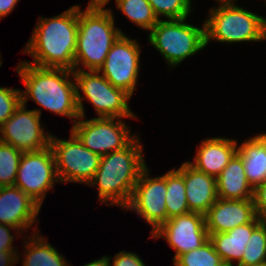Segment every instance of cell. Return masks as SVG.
I'll use <instances>...</instances> for the list:
<instances>
[{
  "instance_id": "6da1fadb",
  "label": "cell",
  "mask_w": 266,
  "mask_h": 266,
  "mask_svg": "<svg viewBox=\"0 0 266 266\" xmlns=\"http://www.w3.org/2000/svg\"><path fill=\"white\" fill-rule=\"evenodd\" d=\"M15 71L25 86L21 89V103L34 101L39 107L33 109L42 116V109L64 116L74 124L80 117L77 104L76 83L73 71L64 68H44L18 62Z\"/></svg>"
},
{
  "instance_id": "7a4b0ae2",
  "label": "cell",
  "mask_w": 266,
  "mask_h": 266,
  "mask_svg": "<svg viewBox=\"0 0 266 266\" xmlns=\"http://www.w3.org/2000/svg\"><path fill=\"white\" fill-rule=\"evenodd\" d=\"M78 6L53 17H39L24 45L23 53L33 61L25 62L44 68L74 69L78 34Z\"/></svg>"
},
{
  "instance_id": "3957f363",
  "label": "cell",
  "mask_w": 266,
  "mask_h": 266,
  "mask_svg": "<svg viewBox=\"0 0 266 266\" xmlns=\"http://www.w3.org/2000/svg\"><path fill=\"white\" fill-rule=\"evenodd\" d=\"M140 136L119 151L102 155L100 165L88 183L97 190L101 205L117 206L122 210L128 205L140 174L147 167Z\"/></svg>"
},
{
  "instance_id": "277c9868",
  "label": "cell",
  "mask_w": 266,
  "mask_h": 266,
  "mask_svg": "<svg viewBox=\"0 0 266 266\" xmlns=\"http://www.w3.org/2000/svg\"><path fill=\"white\" fill-rule=\"evenodd\" d=\"M112 8L78 6V34L73 70H96L103 65L116 40L125 34L116 27Z\"/></svg>"
},
{
  "instance_id": "5b68a950",
  "label": "cell",
  "mask_w": 266,
  "mask_h": 266,
  "mask_svg": "<svg viewBox=\"0 0 266 266\" xmlns=\"http://www.w3.org/2000/svg\"><path fill=\"white\" fill-rule=\"evenodd\" d=\"M205 16L206 47L217 43L266 41V17L239 6L236 0H214Z\"/></svg>"
},
{
  "instance_id": "8992f818",
  "label": "cell",
  "mask_w": 266,
  "mask_h": 266,
  "mask_svg": "<svg viewBox=\"0 0 266 266\" xmlns=\"http://www.w3.org/2000/svg\"><path fill=\"white\" fill-rule=\"evenodd\" d=\"M187 18L159 20L147 34L148 43L160 53L170 70L206 48L205 22L197 27L187 23Z\"/></svg>"
},
{
  "instance_id": "52a82bcc",
  "label": "cell",
  "mask_w": 266,
  "mask_h": 266,
  "mask_svg": "<svg viewBox=\"0 0 266 266\" xmlns=\"http://www.w3.org/2000/svg\"><path fill=\"white\" fill-rule=\"evenodd\" d=\"M80 116L86 118L84 100L91 103L96 117L138 119L129 107L131 96L114 87L96 70H73Z\"/></svg>"
},
{
  "instance_id": "ba28073f",
  "label": "cell",
  "mask_w": 266,
  "mask_h": 266,
  "mask_svg": "<svg viewBox=\"0 0 266 266\" xmlns=\"http://www.w3.org/2000/svg\"><path fill=\"white\" fill-rule=\"evenodd\" d=\"M125 119L128 118L86 119L80 116L70 131L91 152L102 156L124 149L138 136L131 132V126H128Z\"/></svg>"
},
{
  "instance_id": "9c48e42d",
  "label": "cell",
  "mask_w": 266,
  "mask_h": 266,
  "mask_svg": "<svg viewBox=\"0 0 266 266\" xmlns=\"http://www.w3.org/2000/svg\"><path fill=\"white\" fill-rule=\"evenodd\" d=\"M49 146L60 183L87 186L100 165L101 155L91 152L71 131L69 139H60L52 133Z\"/></svg>"
},
{
  "instance_id": "30bf717a",
  "label": "cell",
  "mask_w": 266,
  "mask_h": 266,
  "mask_svg": "<svg viewBox=\"0 0 266 266\" xmlns=\"http://www.w3.org/2000/svg\"><path fill=\"white\" fill-rule=\"evenodd\" d=\"M60 183L50 146L40 151L23 152L14 186L21 189L40 207L47 193Z\"/></svg>"
},
{
  "instance_id": "8fae6325",
  "label": "cell",
  "mask_w": 266,
  "mask_h": 266,
  "mask_svg": "<svg viewBox=\"0 0 266 266\" xmlns=\"http://www.w3.org/2000/svg\"><path fill=\"white\" fill-rule=\"evenodd\" d=\"M137 38L122 34L112 45L99 72L114 87L127 92L131 97L135 93L141 67L142 48Z\"/></svg>"
},
{
  "instance_id": "7c38bea8",
  "label": "cell",
  "mask_w": 266,
  "mask_h": 266,
  "mask_svg": "<svg viewBox=\"0 0 266 266\" xmlns=\"http://www.w3.org/2000/svg\"><path fill=\"white\" fill-rule=\"evenodd\" d=\"M20 103L13 115L0 127V141L22 152L40 151L50 145L51 131H46L41 116ZM44 126V127H43Z\"/></svg>"
},
{
  "instance_id": "4fadbf2b",
  "label": "cell",
  "mask_w": 266,
  "mask_h": 266,
  "mask_svg": "<svg viewBox=\"0 0 266 266\" xmlns=\"http://www.w3.org/2000/svg\"><path fill=\"white\" fill-rule=\"evenodd\" d=\"M166 192V172L161 176L152 177L147 166L140 174L132 197L123 210L135 211L140 219H144L151 226L152 234L167 221Z\"/></svg>"
},
{
  "instance_id": "5bb4252c",
  "label": "cell",
  "mask_w": 266,
  "mask_h": 266,
  "mask_svg": "<svg viewBox=\"0 0 266 266\" xmlns=\"http://www.w3.org/2000/svg\"><path fill=\"white\" fill-rule=\"evenodd\" d=\"M164 238L168 245L175 250L172 261L178 256L199 248L208 239L205 225V215L189 212L175 216L160 225L148 239Z\"/></svg>"
},
{
  "instance_id": "9a60e30c",
  "label": "cell",
  "mask_w": 266,
  "mask_h": 266,
  "mask_svg": "<svg viewBox=\"0 0 266 266\" xmlns=\"http://www.w3.org/2000/svg\"><path fill=\"white\" fill-rule=\"evenodd\" d=\"M40 210L41 207L18 187H0V224L15 227L24 235L31 229L32 233L41 231L37 225L33 226L40 222Z\"/></svg>"
},
{
  "instance_id": "2e32d148",
  "label": "cell",
  "mask_w": 266,
  "mask_h": 266,
  "mask_svg": "<svg viewBox=\"0 0 266 266\" xmlns=\"http://www.w3.org/2000/svg\"><path fill=\"white\" fill-rule=\"evenodd\" d=\"M256 217L253 199L218 198L205 214V225L208 235H211L251 223Z\"/></svg>"
},
{
  "instance_id": "e0dca14e",
  "label": "cell",
  "mask_w": 266,
  "mask_h": 266,
  "mask_svg": "<svg viewBox=\"0 0 266 266\" xmlns=\"http://www.w3.org/2000/svg\"><path fill=\"white\" fill-rule=\"evenodd\" d=\"M237 140L227 137H206L201 140L193 157V161L187 160L198 171L215 178L223 171L237 153Z\"/></svg>"
},
{
  "instance_id": "ac0fdd59",
  "label": "cell",
  "mask_w": 266,
  "mask_h": 266,
  "mask_svg": "<svg viewBox=\"0 0 266 266\" xmlns=\"http://www.w3.org/2000/svg\"><path fill=\"white\" fill-rule=\"evenodd\" d=\"M177 170L184 176L189 211L205 215L218 199L216 178L198 171L187 160Z\"/></svg>"
},
{
  "instance_id": "d6986e66",
  "label": "cell",
  "mask_w": 266,
  "mask_h": 266,
  "mask_svg": "<svg viewBox=\"0 0 266 266\" xmlns=\"http://www.w3.org/2000/svg\"><path fill=\"white\" fill-rule=\"evenodd\" d=\"M262 221L256 217L251 223L237 226L227 232L209 235V240L215 251L220 255L222 262L235 266L242 260L253 230Z\"/></svg>"
},
{
  "instance_id": "ffe728a7",
  "label": "cell",
  "mask_w": 266,
  "mask_h": 266,
  "mask_svg": "<svg viewBox=\"0 0 266 266\" xmlns=\"http://www.w3.org/2000/svg\"><path fill=\"white\" fill-rule=\"evenodd\" d=\"M237 154L241 157L248 183L254 189L266 182V132L237 141Z\"/></svg>"
},
{
  "instance_id": "44dd1931",
  "label": "cell",
  "mask_w": 266,
  "mask_h": 266,
  "mask_svg": "<svg viewBox=\"0 0 266 266\" xmlns=\"http://www.w3.org/2000/svg\"><path fill=\"white\" fill-rule=\"evenodd\" d=\"M217 195L220 199H253V188L248 183L241 157L236 153L216 177Z\"/></svg>"
},
{
  "instance_id": "7402d4cb",
  "label": "cell",
  "mask_w": 266,
  "mask_h": 266,
  "mask_svg": "<svg viewBox=\"0 0 266 266\" xmlns=\"http://www.w3.org/2000/svg\"><path fill=\"white\" fill-rule=\"evenodd\" d=\"M39 232L25 235L22 243V253H18V262L21 266H69V261L55 249L48 240ZM47 240V241H46ZM22 254V255H21ZM21 257V258H20Z\"/></svg>"
},
{
  "instance_id": "603a6c76",
  "label": "cell",
  "mask_w": 266,
  "mask_h": 266,
  "mask_svg": "<svg viewBox=\"0 0 266 266\" xmlns=\"http://www.w3.org/2000/svg\"><path fill=\"white\" fill-rule=\"evenodd\" d=\"M166 188L165 204L167 220L189 213L184 176L176 167L166 172Z\"/></svg>"
},
{
  "instance_id": "cb8c5ba5",
  "label": "cell",
  "mask_w": 266,
  "mask_h": 266,
  "mask_svg": "<svg viewBox=\"0 0 266 266\" xmlns=\"http://www.w3.org/2000/svg\"><path fill=\"white\" fill-rule=\"evenodd\" d=\"M116 7L131 23L150 31L159 21L148 0H115Z\"/></svg>"
},
{
  "instance_id": "d4e9b609",
  "label": "cell",
  "mask_w": 266,
  "mask_h": 266,
  "mask_svg": "<svg viewBox=\"0 0 266 266\" xmlns=\"http://www.w3.org/2000/svg\"><path fill=\"white\" fill-rule=\"evenodd\" d=\"M266 263V221H262L252 232L242 260L235 266H255Z\"/></svg>"
},
{
  "instance_id": "484cf974",
  "label": "cell",
  "mask_w": 266,
  "mask_h": 266,
  "mask_svg": "<svg viewBox=\"0 0 266 266\" xmlns=\"http://www.w3.org/2000/svg\"><path fill=\"white\" fill-rule=\"evenodd\" d=\"M221 263L220 255L208 239L199 248L178 256L173 261V266H218Z\"/></svg>"
},
{
  "instance_id": "4316f807",
  "label": "cell",
  "mask_w": 266,
  "mask_h": 266,
  "mask_svg": "<svg viewBox=\"0 0 266 266\" xmlns=\"http://www.w3.org/2000/svg\"><path fill=\"white\" fill-rule=\"evenodd\" d=\"M23 152L0 141V187L14 186Z\"/></svg>"
},
{
  "instance_id": "83f0119b",
  "label": "cell",
  "mask_w": 266,
  "mask_h": 266,
  "mask_svg": "<svg viewBox=\"0 0 266 266\" xmlns=\"http://www.w3.org/2000/svg\"><path fill=\"white\" fill-rule=\"evenodd\" d=\"M158 20L183 19L193 12V0H148Z\"/></svg>"
},
{
  "instance_id": "f1b7e54d",
  "label": "cell",
  "mask_w": 266,
  "mask_h": 266,
  "mask_svg": "<svg viewBox=\"0 0 266 266\" xmlns=\"http://www.w3.org/2000/svg\"><path fill=\"white\" fill-rule=\"evenodd\" d=\"M21 103V89L0 86V127Z\"/></svg>"
},
{
  "instance_id": "f546056e",
  "label": "cell",
  "mask_w": 266,
  "mask_h": 266,
  "mask_svg": "<svg viewBox=\"0 0 266 266\" xmlns=\"http://www.w3.org/2000/svg\"><path fill=\"white\" fill-rule=\"evenodd\" d=\"M11 230V231H10ZM16 239L24 235L19 229L6 224H0V251H18V247H14L13 243ZM17 233V234H16Z\"/></svg>"
},
{
  "instance_id": "4dcf8cb0",
  "label": "cell",
  "mask_w": 266,
  "mask_h": 266,
  "mask_svg": "<svg viewBox=\"0 0 266 266\" xmlns=\"http://www.w3.org/2000/svg\"><path fill=\"white\" fill-rule=\"evenodd\" d=\"M113 257L114 259H112ZM108 258L110 263H112L110 266H146L141 257L137 253L131 251H118L114 256L108 255Z\"/></svg>"
},
{
  "instance_id": "1f68e13d",
  "label": "cell",
  "mask_w": 266,
  "mask_h": 266,
  "mask_svg": "<svg viewBox=\"0 0 266 266\" xmlns=\"http://www.w3.org/2000/svg\"><path fill=\"white\" fill-rule=\"evenodd\" d=\"M253 202L256 216L266 221V182L254 188Z\"/></svg>"
},
{
  "instance_id": "d6a6232c",
  "label": "cell",
  "mask_w": 266,
  "mask_h": 266,
  "mask_svg": "<svg viewBox=\"0 0 266 266\" xmlns=\"http://www.w3.org/2000/svg\"><path fill=\"white\" fill-rule=\"evenodd\" d=\"M19 251H0V266H15L18 262Z\"/></svg>"
},
{
  "instance_id": "836d02e7",
  "label": "cell",
  "mask_w": 266,
  "mask_h": 266,
  "mask_svg": "<svg viewBox=\"0 0 266 266\" xmlns=\"http://www.w3.org/2000/svg\"><path fill=\"white\" fill-rule=\"evenodd\" d=\"M20 0H0V20L7 17Z\"/></svg>"
},
{
  "instance_id": "e575fe53",
  "label": "cell",
  "mask_w": 266,
  "mask_h": 266,
  "mask_svg": "<svg viewBox=\"0 0 266 266\" xmlns=\"http://www.w3.org/2000/svg\"><path fill=\"white\" fill-rule=\"evenodd\" d=\"M110 261L108 258V255H103L101 258H98L96 260H93L89 263H86L85 265L82 266H110ZM69 266H73L72 264H70Z\"/></svg>"
},
{
  "instance_id": "d590c367",
  "label": "cell",
  "mask_w": 266,
  "mask_h": 266,
  "mask_svg": "<svg viewBox=\"0 0 266 266\" xmlns=\"http://www.w3.org/2000/svg\"><path fill=\"white\" fill-rule=\"evenodd\" d=\"M111 0H89L86 8H106V5L110 3Z\"/></svg>"
},
{
  "instance_id": "8d00e7d4",
  "label": "cell",
  "mask_w": 266,
  "mask_h": 266,
  "mask_svg": "<svg viewBox=\"0 0 266 266\" xmlns=\"http://www.w3.org/2000/svg\"><path fill=\"white\" fill-rule=\"evenodd\" d=\"M218 266H234V265H230V264H226L225 262H222L220 265Z\"/></svg>"
},
{
  "instance_id": "74e56055",
  "label": "cell",
  "mask_w": 266,
  "mask_h": 266,
  "mask_svg": "<svg viewBox=\"0 0 266 266\" xmlns=\"http://www.w3.org/2000/svg\"><path fill=\"white\" fill-rule=\"evenodd\" d=\"M3 62H2V58H1V52H0V67L2 66Z\"/></svg>"
},
{
  "instance_id": "f35d334b",
  "label": "cell",
  "mask_w": 266,
  "mask_h": 266,
  "mask_svg": "<svg viewBox=\"0 0 266 266\" xmlns=\"http://www.w3.org/2000/svg\"><path fill=\"white\" fill-rule=\"evenodd\" d=\"M255 266H266V263L255 265Z\"/></svg>"
}]
</instances>
